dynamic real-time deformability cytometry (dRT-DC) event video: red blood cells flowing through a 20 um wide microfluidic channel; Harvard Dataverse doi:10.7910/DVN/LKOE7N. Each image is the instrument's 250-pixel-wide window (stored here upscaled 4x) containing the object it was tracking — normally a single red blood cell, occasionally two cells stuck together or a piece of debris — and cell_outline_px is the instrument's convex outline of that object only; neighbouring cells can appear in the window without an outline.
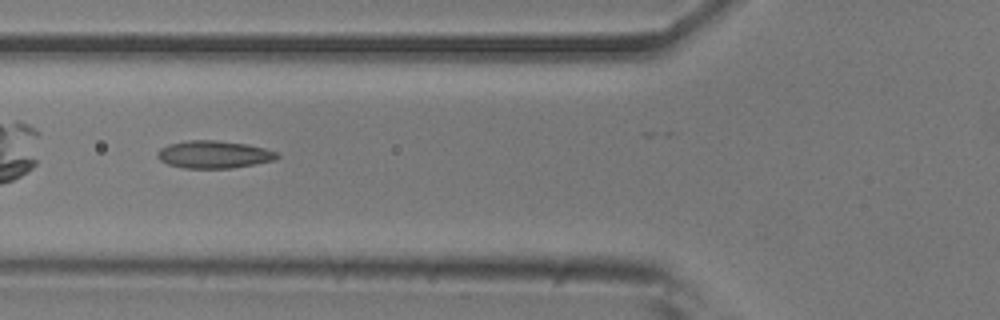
{"species": "common noctule bat (a hibernating species)", "species_latin": "Nyctalus noctula", "temperature_condition": "room temperature", "stored_images_in_passage": 16, "camera_frame_rate_fps": 3000, "um_per_image_px": 0.085, "animal": {"sex": "male", "body_mass_g": 20.5, "forearm_length_mm": 52.5}, "frame": {"image": 1, "passage_image": 5, "time_ms": 1.333, "image_size_px": [1000, 320], "cell_outline_px": [[280, 156], [276, 160], [228, 168], [184, 168], [168, 164], [160, 160], [156, 156], [156, 152], [160, 148], [168, 144], [188, 140], [216, 140], [248, 144], [264, 148], [276, 152]], "centroid_in_image_um": [18.15, 13.12], "position_along_channel_um": 107.7, "area_um2": 19.19}}